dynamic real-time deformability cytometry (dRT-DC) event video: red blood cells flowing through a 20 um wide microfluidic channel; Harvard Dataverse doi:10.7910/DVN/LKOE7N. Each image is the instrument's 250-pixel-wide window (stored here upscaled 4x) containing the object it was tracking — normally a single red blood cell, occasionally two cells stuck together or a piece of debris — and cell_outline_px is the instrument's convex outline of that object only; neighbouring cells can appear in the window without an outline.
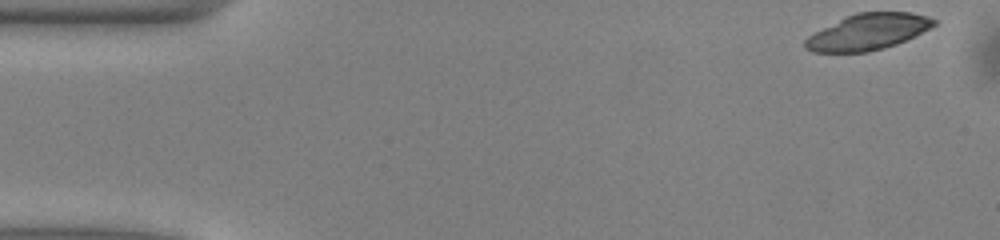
{"species": "common noctule bat (a hibernating species)", "species_latin": "Nyctalus noctula", "temperature_condition": "warm", "stored_images_in_passage": 12, "camera_frame_rate_fps": 3000, "um_per_image_px": 0.085, "animal": {"sex": "male", "body_mass_g": 13.0, "forearm_length_mm": 53.1}, "frame": {"image": 1, "passage_image": 1, "time_ms": 0.0, "image_size_px": [1000, 240], "cell_outline_px": [[936, 24], [896, 44], [884, 48], [868, 52], [812, 52], [804, 48], [804, 40], [808, 36], [844, 16], [856, 12], [912, 12], [928, 16], [936, 20]], "centroid_in_image_um": [73.73, 2.7], "position_along_channel_um": 11.3, "area_um2": 26.93}}
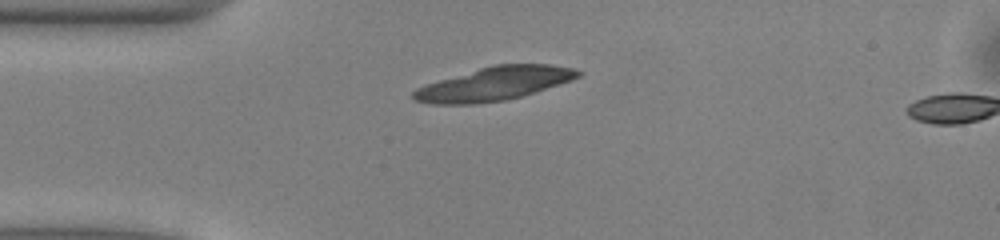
{"frame": {"image": 2, "passage_image": 11, "time_ms": 3.333, "image_size_px": [1000, 240], "cell_outline_px": [[584, 72], [580, 76], [572, 80], [520, 96], [504, 100], [476, 104], [432, 104], [412, 100], [412, 92], [416, 88], [440, 80], [492, 64], [552, 64], [572, 68]], "centroid_in_image_um": [42.01, 7.11], "position_along_channel_um": 43.0, "area_um2": 31.91}}